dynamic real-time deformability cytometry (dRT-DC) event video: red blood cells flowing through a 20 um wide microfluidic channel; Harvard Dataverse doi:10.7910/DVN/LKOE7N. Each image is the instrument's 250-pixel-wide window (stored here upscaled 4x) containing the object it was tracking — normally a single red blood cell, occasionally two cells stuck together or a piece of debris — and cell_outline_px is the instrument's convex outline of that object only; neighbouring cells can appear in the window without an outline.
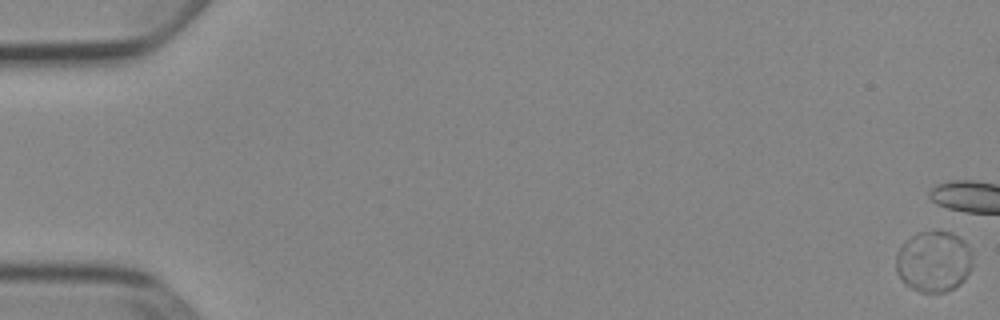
{"species": "Egyptian fruit bat (a non-hibernating species)", "species_latin": "Rousettus aegyptiacus", "temperature_condition": "cold", "stored_images_in_passage": 6, "camera_frame_rate_fps": 3000, "um_per_image_px": 0.085, "animal": {"sex": "female"}, "frame": {"image": 1, "passage_image": 1, "time_ms": 0.0, "image_size_px": [1000, 320], "cell_outline_px": [[972, 268], [964, 280], [960, 284], [944, 292], [920, 292], [912, 288], [900, 280], [896, 272], [896, 252], [912, 236], [920, 232], [952, 232], [960, 236], [964, 240], [972, 252]], "centroid_in_image_um": [79.38, 22.24], "position_along_channel_um": 5.6, "area_um2": 27.28}}